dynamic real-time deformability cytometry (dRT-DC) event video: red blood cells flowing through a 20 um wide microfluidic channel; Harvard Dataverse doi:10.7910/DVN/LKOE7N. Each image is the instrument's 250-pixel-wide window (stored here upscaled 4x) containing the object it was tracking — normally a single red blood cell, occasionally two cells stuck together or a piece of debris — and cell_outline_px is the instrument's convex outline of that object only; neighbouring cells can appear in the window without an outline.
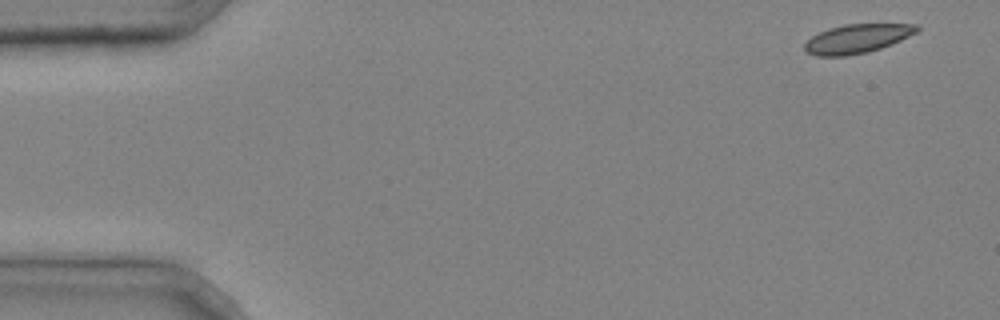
{"species": "common noctule bat (a hibernating species)", "species_latin": "Nyctalus noctula", "temperature_condition": "cold", "stored_images_in_passage": 4, "camera_frame_rate_fps": 3000, "um_per_image_px": 0.085, "animal": {"sex": "male", "body_mass_g": 20.4}, "frame": {"image": 1, "passage_image": 1, "time_ms": 0.0, "image_size_px": [1000, 320], "cell_outline_px": [[920, 28], [916, 32], [892, 44], [868, 52], [844, 56], [816, 56], [808, 52], [804, 48], [804, 44], [812, 36], [820, 32], [844, 24], [920, 24]], "centroid_in_image_um": [72.87, 3.28], "position_along_channel_um": 12.1, "area_um2": 18.73}}
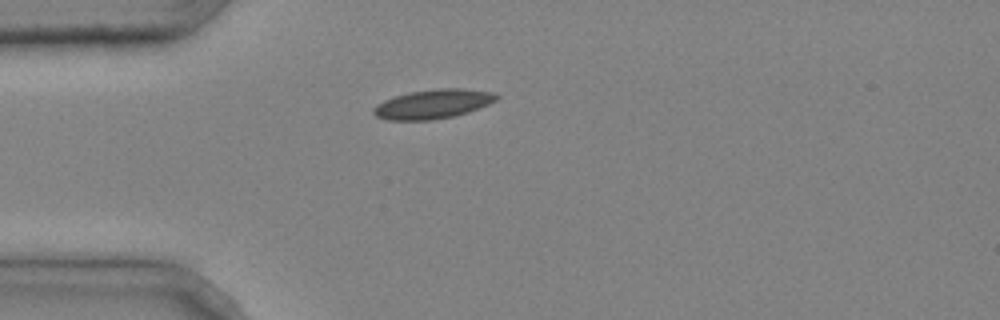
{"frame": {"image": 2, "passage_image": 4, "time_ms": 1.0, "image_size_px": [1000, 320], "cell_outline_px": [[500, 96], [496, 100], [488, 104], [468, 112], [452, 116], [432, 120], [388, 120], [376, 116], [372, 112], [372, 108], [376, 104], [384, 100], [408, 92], [436, 88], [460, 88], [496, 92]], "centroid_in_image_um": [36.8, 8.83], "position_along_channel_um": 48.2, "area_um2": 21.04}}